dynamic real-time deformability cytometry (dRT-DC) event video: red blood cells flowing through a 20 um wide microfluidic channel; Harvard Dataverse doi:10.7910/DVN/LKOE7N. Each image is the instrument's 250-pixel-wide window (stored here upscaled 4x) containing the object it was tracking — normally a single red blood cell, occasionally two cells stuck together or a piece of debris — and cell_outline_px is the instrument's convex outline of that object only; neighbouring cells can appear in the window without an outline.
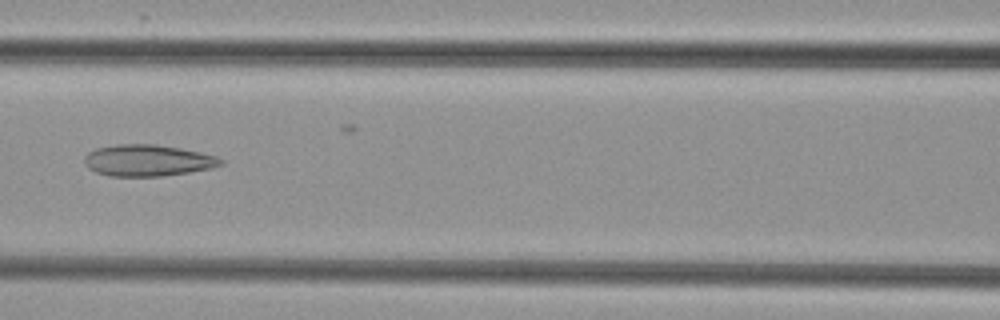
{"species": "common noctule bat (a hibernating species)", "species_latin": "Nyctalus noctula", "temperature_condition": "cold", "stored_images_in_passage": 5, "camera_frame_rate_fps": 3000, "um_per_image_px": 0.085, "animal": {"sex": "female", "body_mass_g": 29.2, "forearm_length_mm": 56.3}, "frame": {"image": 1, "passage_image": 4, "time_ms": 4.333, "image_size_px": [1000, 320], "cell_outline_px": [[224, 164], [212, 168], [164, 176], [108, 176], [96, 172], [88, 168], [84, 164], [84, 156], [88, 152], [96, 148], [116, 144], [152, 144], [180, 148], [200, 152], [216, 156], [224, 160]], "centroid_in_image_um": [12.54, 13.64], "position_along_channel_um": 154.1, "area_um2": 25.14}}